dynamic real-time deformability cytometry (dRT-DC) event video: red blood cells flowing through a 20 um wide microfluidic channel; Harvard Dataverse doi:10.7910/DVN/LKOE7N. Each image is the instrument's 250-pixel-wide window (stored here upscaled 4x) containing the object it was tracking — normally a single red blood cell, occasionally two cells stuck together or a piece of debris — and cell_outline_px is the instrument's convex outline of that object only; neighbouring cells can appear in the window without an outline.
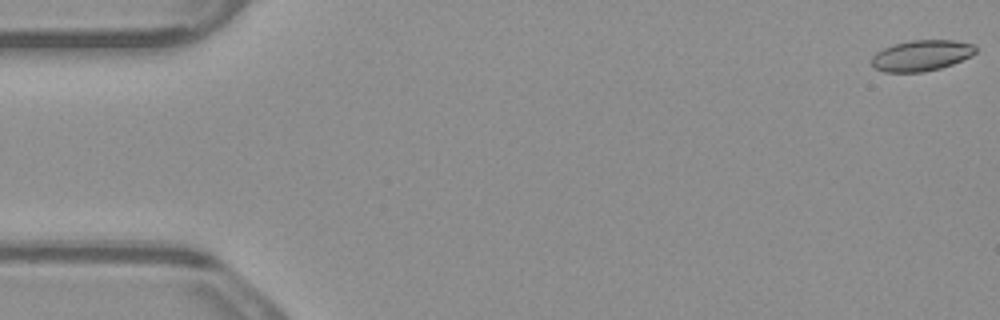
{"species": "common noctule bat (a hibernating species)", "species_latin": "Nyctalus noctula", "temperature_condition": "warm", "stored_images_in_passage": 5, "camera_frame_rate_fps": 3000, "um_per_image_px": 0.085, "animal": {"sex": "male", "body_mass_g": 23.1, "forearm_length_mm": 52.7}, "frame": {"image": 1, "passage_image": 1, "time_ms": 0.0, "image_size_px": [1000, 320], "cell_outline_px": [[976, 52], [972, 56], [952, 64], [940, 68], [924, 72], [884, 72], [876, 68], [872, 64], [872, 56], [876, 52], [884, 48], [896, 44], [912, 40], [952, 40], [972, 44], [976, 48]], "centroid_in_image_um": [78.33, 4.72], "position_along_channel_um": 6.7, "area_um2": 18.55}}
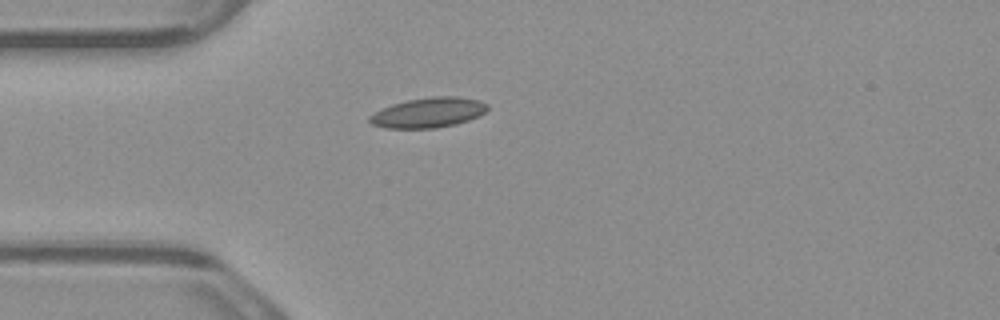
{"frame": {"image": 2, "passage_image": 4, "time_ms": 1.0, "image_size_px": [1000, 320], "cell_outline_px": [[488, 108], [480, 116], [456, 124], [436, 128], [384, 128], [372, 124], [368, 120], [368, 116], [392, 104], [408, 100], [432, 96], [460, 96], [480, 100], [488, 104]], "centroid_in_image_um": [36.44, 9.57], "position_along_channel_um": 48.6, "area_um2": 20.69}}